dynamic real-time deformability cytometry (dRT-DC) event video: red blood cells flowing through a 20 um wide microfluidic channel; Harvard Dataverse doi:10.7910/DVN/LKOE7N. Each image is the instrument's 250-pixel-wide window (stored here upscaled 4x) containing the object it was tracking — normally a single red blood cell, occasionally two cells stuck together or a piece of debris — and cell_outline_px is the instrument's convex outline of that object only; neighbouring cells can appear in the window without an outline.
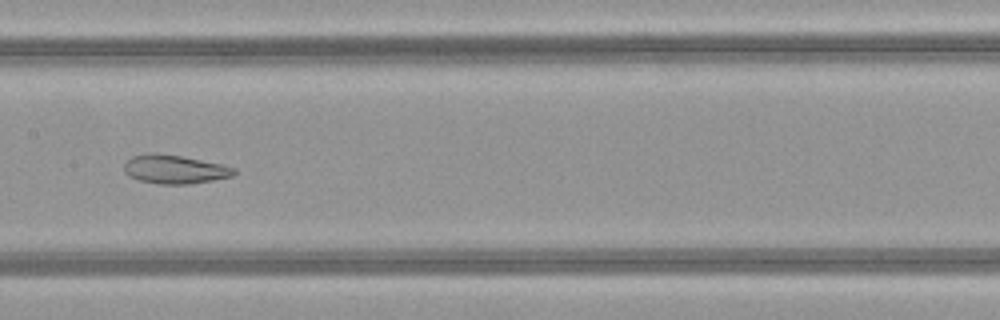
{"species": "common noctule bat (a hibernating species)", "species_latin": "Nyctalus noctula", "temperature_condition": "warm", "stored_images_in_passage": 49, "camera_frame_rate_fps": 3000, "um_per_image_px": 0.085, "animal": {"sex": "female", "body_mass_g": 21.9}, "frame": {"image": 1, "passage_image": 24, "time_ms": 7.667, "image_size_px": [1000, 320], "cell_outline_px": [[236, 172], [232, 176], [212, 180], [188, 184], [160, 184], [140, 180], [128, 176], [124, 172], [124, 164], [132, 156], [152, 152], [180, 156], [220, 164], [236, 168]], "centroid_in_image_um": [14.81, 14.39], "position_along_channel_um": 192.6, "area_um2": 18.21}}
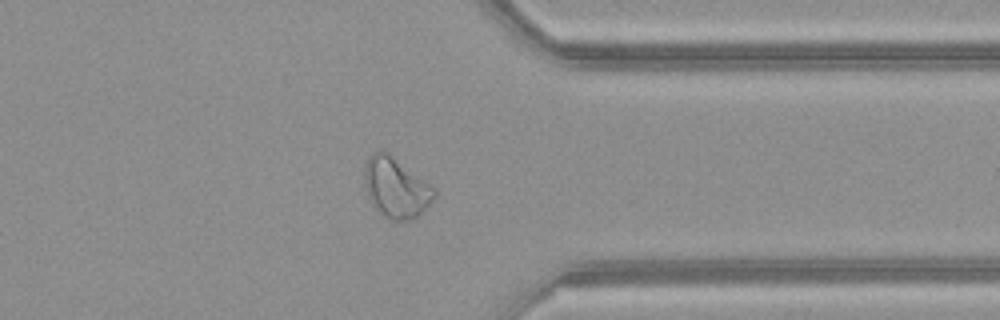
{"frame": {"image": 2, "passage_image": 38, "time_ms": 12.333, "image_size_px": [1000, 320], "cell_outline_px": [[436, 196], [412, 220], [392, 220], [384, 216], [372, 204], [368, 196], [364, 184], [364, 172], [368, 156], [372, 152], [380, 148], [388, 152], [436, 188]], "centroid_in_image_um": [33.63, 15.91], "position_along_channel_um": 377.8, "area_um2": 24.45}}
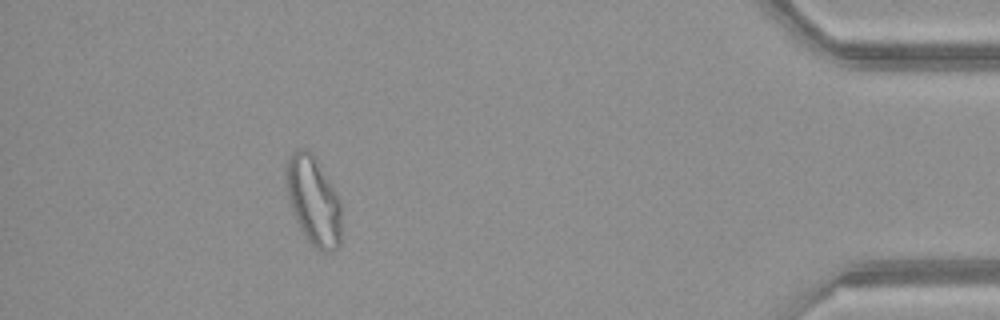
{"frame": {"image": 3, "passage_image": 44, "time_ms": 14.333, "image_size_px": [1000, 320], "cell_outline_px": [[340, 244], [332, 252], [320, 252], [308, 240], [300, 228], [296, 220], [288, 196], [288, 156], [292, 152], [300, 148], [308, 148], [312, 152], [340, 200]], "centroid_in_image_um": [26.67, 17.08], "position_along_channel_um": 408.5, "area_um2": 27.92}, "authors_computed_cell_mechanics": {"area_um2": 25.7788, "velocity_mm_per_s": 4.1082, "shape_relaxation_time_tau1_ms": null, "shape_relaxation_time_tau2_ms": 2.2935, "deformation_change_tau1": null, "deformation_change_tau2": 0.0949}}